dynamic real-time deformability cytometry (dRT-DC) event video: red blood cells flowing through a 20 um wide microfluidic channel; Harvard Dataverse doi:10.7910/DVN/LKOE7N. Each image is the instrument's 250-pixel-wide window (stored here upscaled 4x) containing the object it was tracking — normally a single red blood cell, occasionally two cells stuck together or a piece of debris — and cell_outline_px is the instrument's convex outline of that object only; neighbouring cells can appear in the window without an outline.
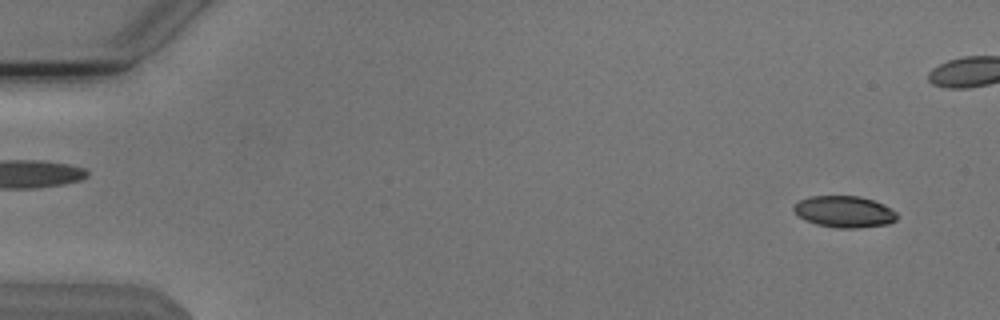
{"species": "Egyptian fruit bat (a non-hibernating species)", "species_latin": "Rousettus aegyptiacus", "temperature_condition": "cold", "stored_images_in_passage": 47, "camera_frame_rate_fps": 3000, "um_per_image_px": 0.085, "animal": {"sex": "male"}, "frame": {"image": 1, "passage_image": 3, "time_ms": 0.667, "image_size_px": [1000, 320], "cell_outline_px": [[896, 220], [888, 224], [856, 228], [836, 228], [816, 224], [800, 216], [792, 208], [792, 204], [808, 196], [860, 196], [884, 204], [896, 212]], "centroid_in_image_um": [71.76, 17.98], "position_along_channel_um": 13.2, "area_um2": 18.9}}
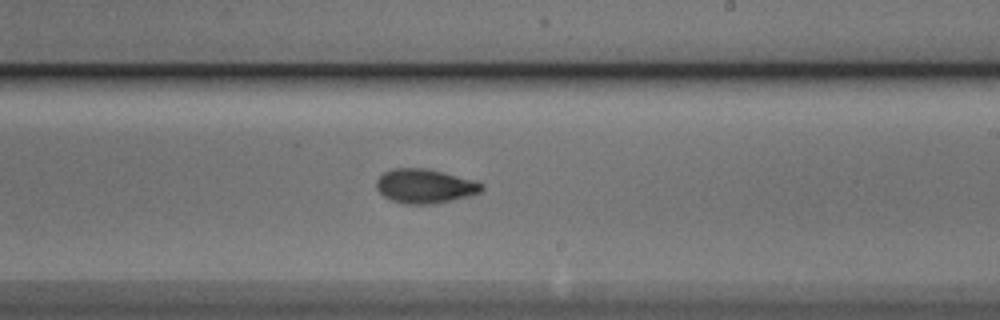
{"frame": {"image": 2, "passage_image": 32, "time_ms": 10.333, "image_size_px": [1000, 320], "cell_outline_px": [[484, 188], [480, 192], [472, 196], [436, 204], [404, 204], [392, 200], [384, 196], [376, 188], [376, 180], [384, 172], [392, 168], [428, 168], [476, 180], [484, 184]], "centroid_in_image_um": [36.16, 15.82], "position_along_channel_um": 252.8, "area_um2": 21.39}}
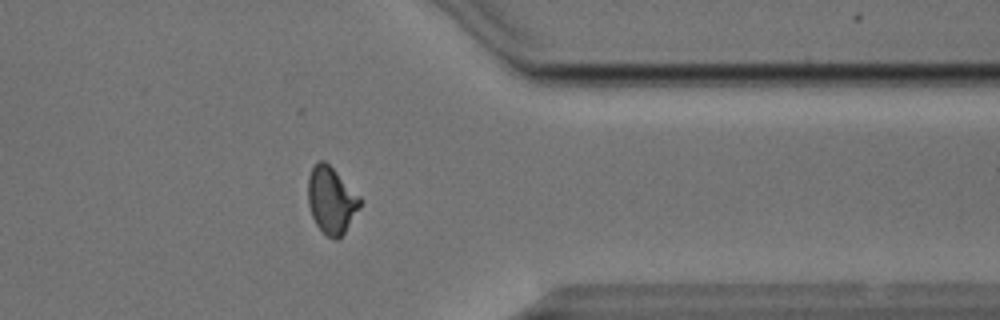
{"frame": {"image": 3, "passage_image": 43, "time_ms": 14.0, "image_size_px": [1000, 320], "cell_outline_px": [[360, 208], [344, 232], [336, 240], [328, 236], [316, 224], [312, 216], [308, 204], [308, 176], [316, 160], [324, 160], [360, 196]], "centroid_in_image_um": [28.15, 17.0], "position_along_channel_um": 383.3, "area_um2": 19.94}, "authors_computed_cell_mechanics": {"area_um2": 19.9988, "velocity_mm_per_s": 3.8063, "shape_relaxation_time_tau1_ms": 4.3445, "shape_relaxation_time_tau2_ms": 2.9631, "deformation_change_tau1": 0.1496, "deformation_change_tau2": 0.0684}}